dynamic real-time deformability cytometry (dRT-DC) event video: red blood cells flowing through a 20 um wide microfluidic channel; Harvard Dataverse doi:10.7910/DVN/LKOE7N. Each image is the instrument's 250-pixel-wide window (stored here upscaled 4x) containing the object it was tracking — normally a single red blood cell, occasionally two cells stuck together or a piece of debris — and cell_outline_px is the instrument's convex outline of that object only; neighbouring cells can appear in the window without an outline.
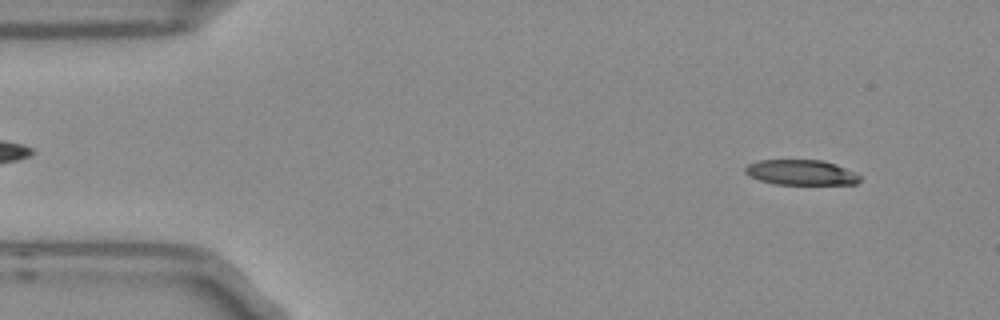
{"species": "Egyptian fruit bat (a non-hibernating species)", "species_latin": "Rousettus aegyptiacus", "temperature_condition": "room temperature", "stored_images_in_passage": 4, "camera_frame_rate_fps": 3000, "um_per_image_px": 0.085, "frame": {"image": 1, "passage_image": 1, "time_ms": 0.0, "image_size_px": [1000, 320], "cell_outline_px": [[860, 180], [856, 184], [776, 184], [760, 180], [744, 172], [744, 168], [748, 164], [756, 160], [820, 160], [856, 172], [860, 176]], "centroid_in_image_um": [68.07, 14.66], "position_along_channel_um": 16.9, "area_um2": 16.65}}
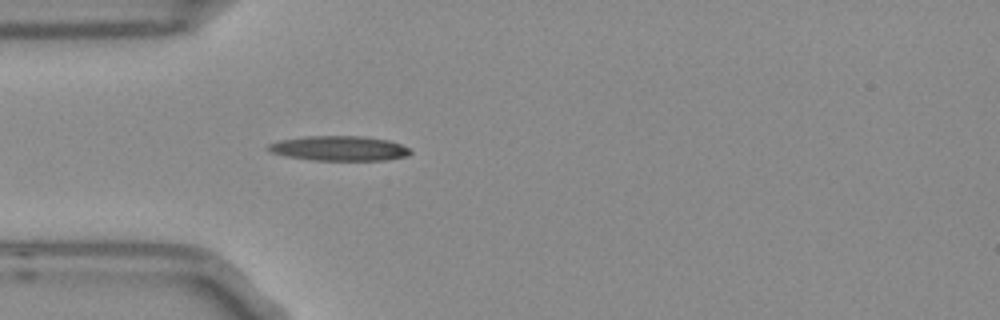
{"frame": {"image": 2, "passage_image": 4, "time_ms": 1.0, "image_size_px": [1000, 320], "cell_outline_px": [[412, 152], [408, 156], [384, 160], [312, 160], [284, 156], [272, 152], [264, 148], [268, 144], [280, 140], [308, 136], [364, 136], [388, 140], [400, 144], [408, 148]], "centroid_in_image_um": [28.81, 12.61], "position_along_channel_um": 56.2, "area_um2": 20.58}}